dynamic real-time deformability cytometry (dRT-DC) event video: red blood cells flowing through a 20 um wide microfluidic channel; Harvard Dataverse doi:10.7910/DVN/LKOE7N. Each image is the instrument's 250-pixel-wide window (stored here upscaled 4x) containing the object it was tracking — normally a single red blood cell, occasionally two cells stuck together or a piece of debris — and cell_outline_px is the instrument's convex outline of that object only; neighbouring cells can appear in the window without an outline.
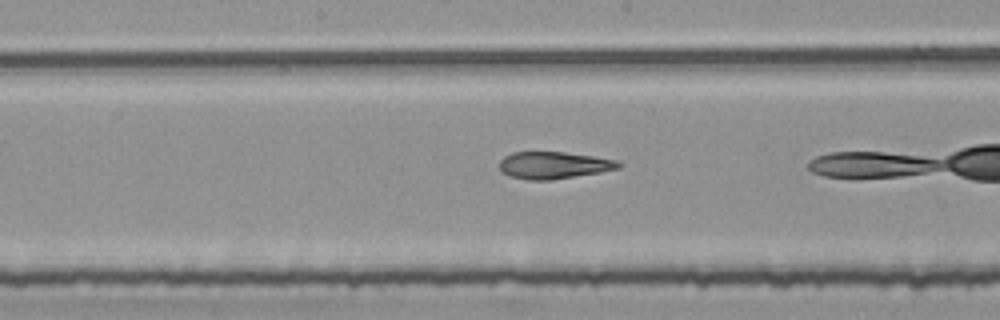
{"species": "common noctule bat (a hibernating species)", "species_latin": "Nyctalus noctula", "temperature_condition": "room temperature", "stored_images_in_passage": 34, "camera_frame_rate_fps": 3000, "um_per_image_px": 0.085, "animal": {"sex": "female", "body_mass_g": 25.1}, "frame": {"image": 1, "passage_image": 20, "time_ms": 6.333, "image_size_px": [1000, 320], "cell_outline_px": [[624, 164], [620, 168], [600, 172], [552, 180], [528, 180], [508, 176], [500, 172], [500, 160], [504, 156], [512, 152], [564, 152], [592, 156], [616, 160]], "centroid_in_image_um": [47.04, 14.05], "position_along_channel_um": 201.2, "area_um2": 18.9}}